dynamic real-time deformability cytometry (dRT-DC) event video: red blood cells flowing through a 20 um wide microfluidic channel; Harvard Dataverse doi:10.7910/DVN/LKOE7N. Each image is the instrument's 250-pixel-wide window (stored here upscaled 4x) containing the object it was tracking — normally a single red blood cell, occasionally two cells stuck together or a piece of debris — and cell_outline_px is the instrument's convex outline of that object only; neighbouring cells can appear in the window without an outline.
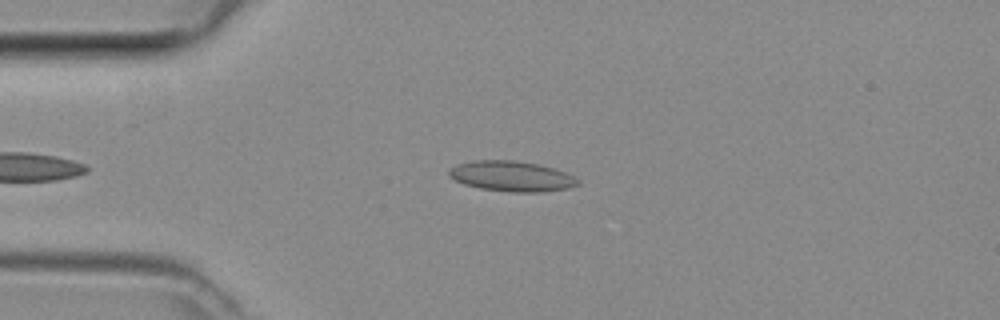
{"species": "common noctule bat (a hibernating species)", "species_latin": "Nyctalus noctula", "temperature_condition": "room temperature", "stored_images_in_passage": 34, "camera_frame_rate_fps": 3000, "um_per_image_px": 0.085, "animal": {"sex": "female", "body_mass_g": 29.2, "forearm_length_mm": 56.3}, "frame": {"image": 1, "passage_image": 2, "time_ms": 0.333, "image_size_px": [1000, 320], "cell_outline_px": [[580, 184], [568, 188], [544, 192], [512, 192], [480, 188], [464, 184], [448, 176], [448, 172], [456, 164], [472, 160], [512, 160], [536, 164], [552, 168], [564, 172], [580, 180]], "centroid_in_image_um": [43.47, 14.98], "position_along_channel_um": 41.5, "area_um2": 22.66}}
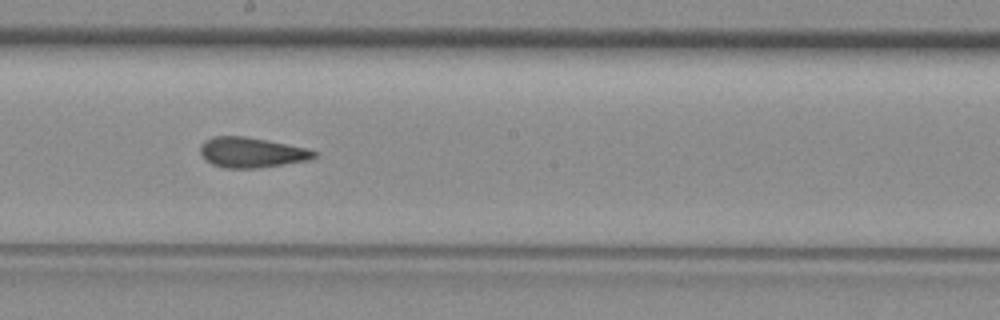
{"frame": {"image": 2, "passage_image": 16, "time_ms": 5.0, "image_size_px": [1000, 320], "cell_outline_px": [[316, 156], [308, 160], [256, 168], [224, 168], [212, 164], [200, 152], [200, 148], [204, 140], [212, 136], [244, 136], [304, 148], [316, 152]], "centroid_in_image_um": [21.32, 12.96], "position_along_channel_um": 226.9, "area_um2": 19.54}}
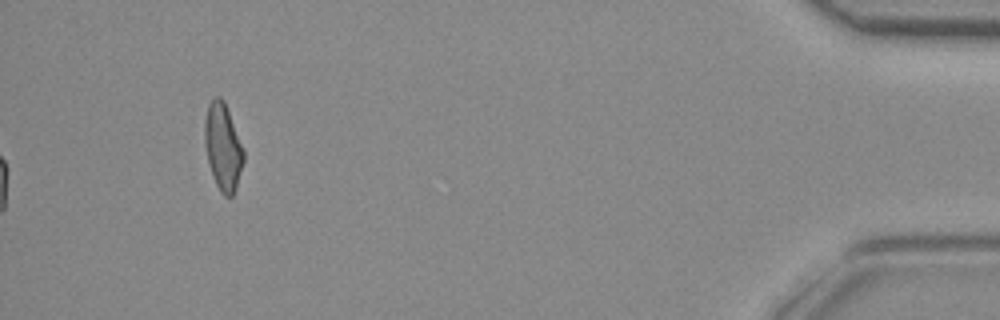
{"frame": {"image": 3, "passage_image": 34, "time_ms": 11.0, "image_size_px": [1000, 320], "cell_outline_px": [[244, 160], [236, 188], [232, 196], [224, 196], [220, 192], [216, 184], [208, 160], [204, 144], [204, 120], [208, 104], [216, 96], [220, 96], [224, 100], [244, 148]], "centroid_in_image_um": [18.95, 12.46], "position_along_channel_um": 416.2, "area_um2": 19.77}}